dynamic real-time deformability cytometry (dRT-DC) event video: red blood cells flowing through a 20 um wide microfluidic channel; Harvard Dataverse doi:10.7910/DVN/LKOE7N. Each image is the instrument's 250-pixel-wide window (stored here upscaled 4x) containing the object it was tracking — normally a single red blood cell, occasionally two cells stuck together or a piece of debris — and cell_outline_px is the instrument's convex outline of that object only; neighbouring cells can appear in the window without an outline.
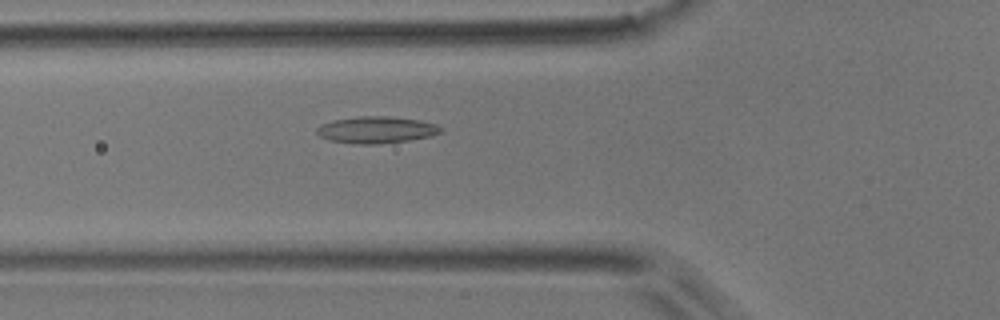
{"species": "common noctule bat (a hibernating species)", "species_latin": "Nyctalus noctula", "temperature_condition": "room temperature", "stored_images_in_passage": 40, "camera_frame_rate_fps": 3000, "um_per_image_px": 0.085, "animal": {"sex": "male", "body_mass_g": 17.9}, "frame": {"image": 1, "passage_image": 7, "time_ms": 2.0, "image_size_px": [1000, 320], "cell_outline_px": [[444, 132], [432, 136], [408, 140], [376, 144], [356, 144], [328, 140], [320, 136], [316, 132], [316, 128], [320, 124], [332, 120], [360, 116], [384, 116], [420, 120], [436, 124], [444, 128]], "centroid_in_image_um": [32.0, 11.03], "position_along_channel_um": 93.8, "area_um2": 19.48}}
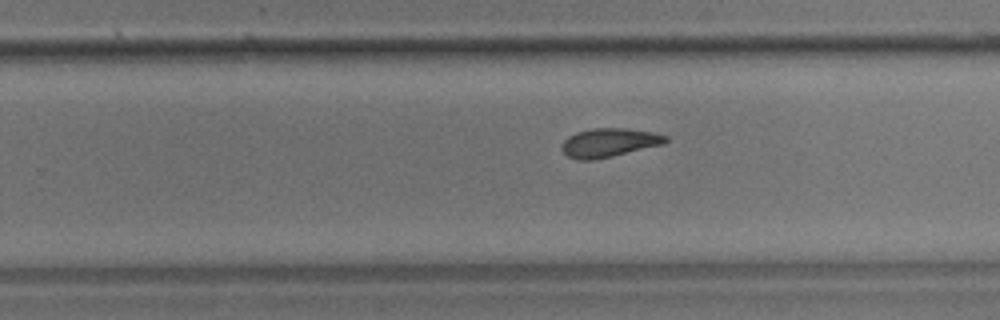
{"frame": {"image": 2, "passage_image": 21, "time_ms": 6.667, "image_size_px": [1000, 320], "cell_outline_px": [[668, 140], [660, 144], [612, 156], [592, 160], [576, 160], [568, 156], [560, 148], [560, 144], [568, 136], [576, 132], [592, 128], [624, 128], [652, 132], [668, 136]], "centroid_in_image_um": [51.69, 12.12], "position_along_channel_um": 278.1, "area_um2": 17.22}}
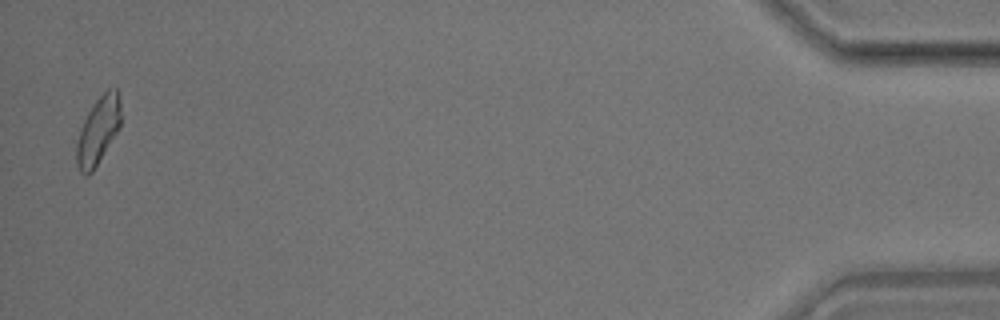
{"frame": {"image": 3, "passage_image": 39, "time_ms": 12.667, "image_size_px": [1000, 320], "cell_outline_px": [[120, 128], [92, 172], [88, 176], [84, 176], [80, 172], [76, 164], [76, 144], [80, 128], [88, 112], [96, 100], [108, 88], [116, 88], [120, 100]], "centroid_in_image_um": [8.33, 11.13], "position_along_channel_um": 426.9, "area_um2": 17.4}, "authors_computed_cell_mechanics": {"area_um2": 17.2822, "velocity_mm_per_s": 3.9431, "shape_relaxation_time_tau1_ms": 9.26, "shape_relaxation_time_tau2_ms": 4.6898, "deformation_change_tau1": 0.1827, "deformation_change_tau2": 0.1138}}